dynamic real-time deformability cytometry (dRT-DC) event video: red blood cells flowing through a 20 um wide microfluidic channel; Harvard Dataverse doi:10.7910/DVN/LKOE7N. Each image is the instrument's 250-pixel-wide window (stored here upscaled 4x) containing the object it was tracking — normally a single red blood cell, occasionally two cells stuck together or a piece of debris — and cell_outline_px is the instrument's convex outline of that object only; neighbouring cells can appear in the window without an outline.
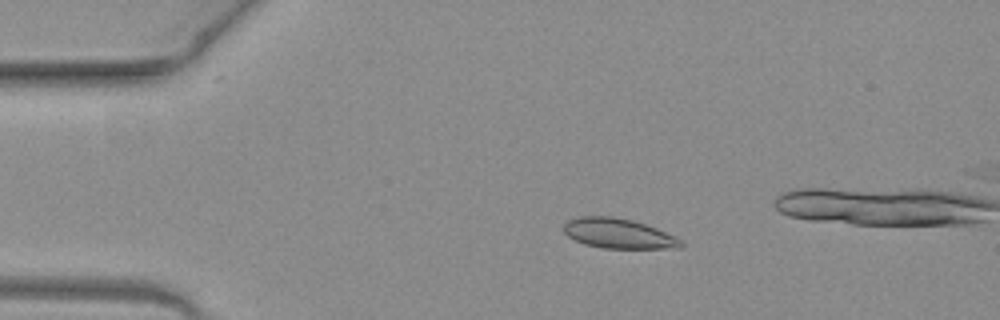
{"species": "common noctule bat (a hibernating species)", "species_latin": "Nyctalus noctula", "temperature_condition": "warm", "stored_images_in_passage": 14, "camera_frame_rate_fps": 3000, "um_per_image_px": 0.085, "animal": {"sex": "female", "body_mass_g": 19.3, "forearm_length_mm": 54.1}, "frame": {"image": 1, "passage_image": 10, "time_ms": 3.0, "image_size_px": [1000, 320], "cell_outline_px": [[684, 244], [680, 248], [604, 248], [584, 244], [568, 236], [564, 232], [564, 224], [568, 220], [580, 216], [612, 216], [632, 220], [656, 228], [676, 236], [684, 240]], "centroid_in_image_um": [52.6, 19.85], "position_along_channel_um": 32.4, "area_um2": 20.46}}